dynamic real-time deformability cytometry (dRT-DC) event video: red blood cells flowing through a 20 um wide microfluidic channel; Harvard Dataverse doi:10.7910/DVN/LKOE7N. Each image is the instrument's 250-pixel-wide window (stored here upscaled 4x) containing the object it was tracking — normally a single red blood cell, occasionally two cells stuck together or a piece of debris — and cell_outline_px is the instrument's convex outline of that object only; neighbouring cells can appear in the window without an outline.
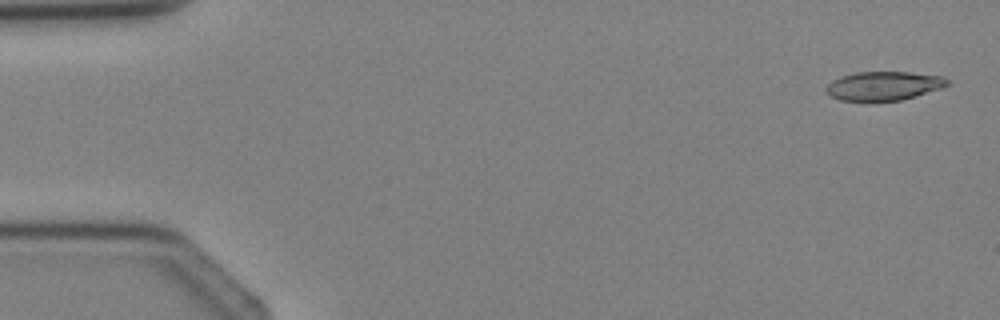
{"species": "Egyptian fruit bat (a non-hibernating species)", "species_latin": "Rousettus aegyptiacus", "temperature_condition": "cold", "stored_images_in_passage": 4, "camera_frame_rate_fps": 3000, "um_per_image_px": 0.085, "animal": {"sex": "female"}, "frame": {"image": 1, "passage_image": 1, "time_ms": 0.0, "image_size_px": [1000, 320], "cell_outline_px": [[948, 84], [940, 88], [916, 96], [900, 100], [840, 100], [832, 96], [828, 92], [828, 84], [832, 80], [840, 76], [856, 72], [908, 72], [940, 76], [948, 80]], "centroid_in_image_um": [75.11, 7.28], "position_along_channel_um": 9.9, "area_um2": 19.88}}
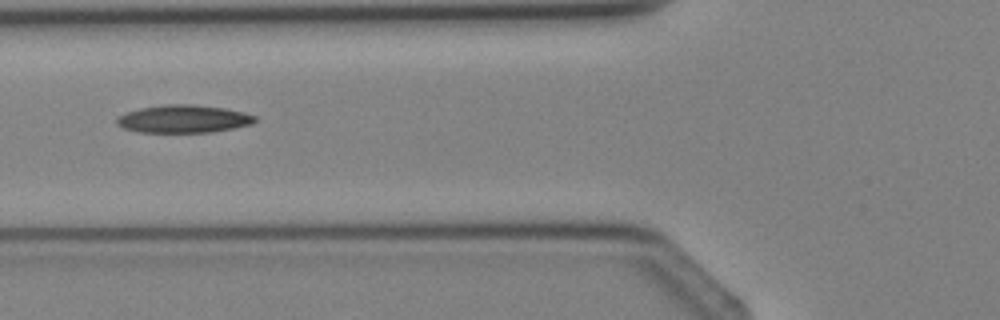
{"frame": {"image": 2, "passage_image": 4, "time_ms": 4.333, "image_size_px": [1000, 320], "cell_outline_px": [[256, 120], [252, 124], [212, 132], [140, 132], [124, 128], [116, 124], [116, 120], [120, 116], [128, 112], [140, 108], [164, 104], [192, 104], [224, 108], [244, 112], [256, 116]], "centroid_in_image_um": [15.61, 10.1], "position_along_channel_um": 110.2, "area_um2": 22.25}}